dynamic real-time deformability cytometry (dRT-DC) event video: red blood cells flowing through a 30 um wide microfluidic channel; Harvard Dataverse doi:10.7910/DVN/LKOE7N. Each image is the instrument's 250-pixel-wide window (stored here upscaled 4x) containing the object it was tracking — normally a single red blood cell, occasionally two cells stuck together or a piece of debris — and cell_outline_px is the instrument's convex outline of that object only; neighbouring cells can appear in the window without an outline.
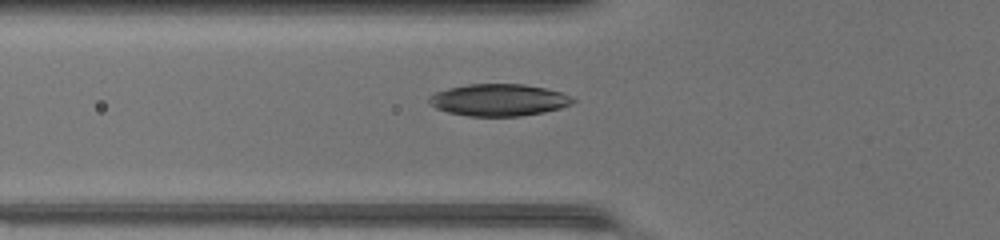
{"species": "common noctule bat (a hibernating species)", "species_latin": "Nyctalus noctula", "temperature_condition": "warm", "stored_images_in_passage": 34, "camera_frame_rate_fps": 3000, "um_per_image_px": 0.085, "animal": {"sex": "female", "body_mass_g": 17.0, "forearm_length_mm": 48.0}, "frame": {"image": 1, "passage_image": 4, "time_ms": 1.0, "image_size_px": [1000, 240], "cell_outline_px": [[576, 100], [572, 104], [560, 108], [544, 112], [520, 116], [468, 116], [448, 112], [436, 108], [428, 104], [428, 96], [436, 92], [448, 88], [468, 84], [524, 84], [544, 88], [560, 92]], "centroid_in_image_um": [42.36, 8.5], "position_along_channel_um": 83.4, "area_um2": 26.76}}
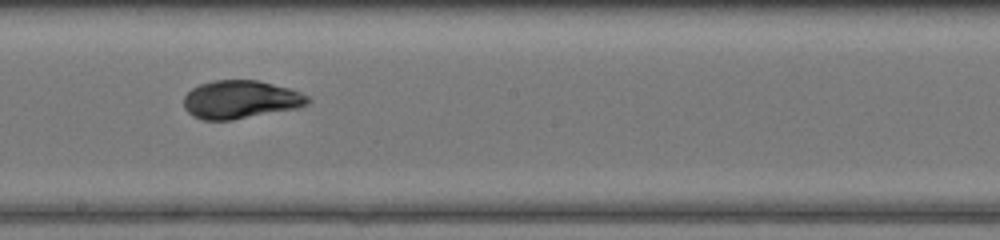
{"frame": {"image": 2, "passage_image": 14, "time_ms": 4.333, "image_size_px": [1000, 240], "cell_outline_px": [[312, 100], [308, 104], [296, 108], [232, 120], [204, 120], [192, 116], [184, 108], [184, 96], [192, 88], [200, 84], [212, 80], [256, 80], [288, 88], [300, 92], [308, 96]], "centroid_in_image_um": [20.42, 8.46], "position_along_channel_um": 227.8, "area_um2": 27.51}}
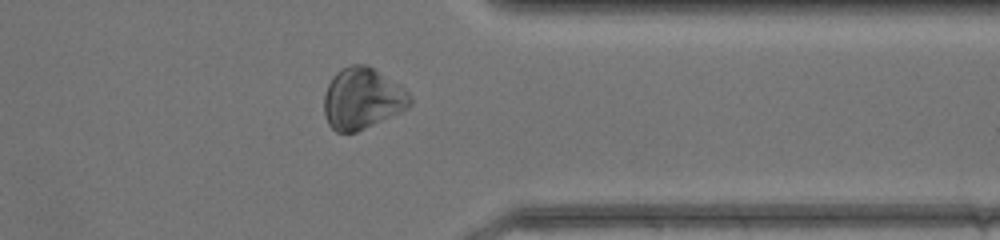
{"frame": {"image": 3, "passage_image": 25, "time_ms": 8.0, "image_size_px": [1000, 240], "cell_outline_px": [[412, 104], [408, 108], [400, 112], [356, 132], [336, 132], [328, 124], [324, 112], [324, 96], [328, 84], [332, 76], [340, 68], [352, 64], [368, 64], [400, 84], [412, 96]], "centroid_in_image_um": [30.8, 8.35], "position_along_channel_um": 380.6, "area_um2": 30.98}, "authors_computed_cell_mechanics": {"area_um2": 28.3509, "velocity_mm_per_s": 4.3052, "shape_relaxation_time_tau1_ms": 1.8504, "shape_relaxation_time_tau2_ms": 2.3664, "deformation_change_tau1": 0.0918, "deformation_change_tau2": 0.0848}}